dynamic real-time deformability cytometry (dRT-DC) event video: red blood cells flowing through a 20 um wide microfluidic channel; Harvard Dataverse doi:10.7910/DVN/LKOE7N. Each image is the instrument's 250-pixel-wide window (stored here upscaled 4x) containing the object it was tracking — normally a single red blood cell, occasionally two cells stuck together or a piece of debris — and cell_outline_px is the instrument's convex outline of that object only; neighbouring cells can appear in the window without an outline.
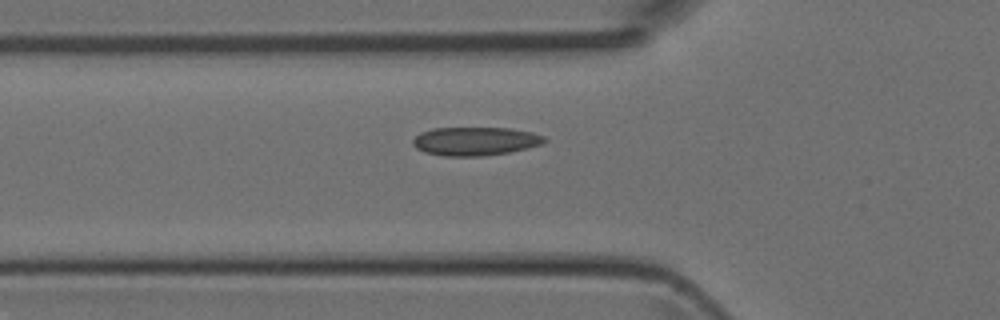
{"species": "Egyptian fruit bat (a non-hibernating species)", "species_latin": "Rousettus aegyptiacus", "temperature_condition": "room temperature", "stored_images_in_passage": 33, "camera_frame_rate_fps": 3000, "um_per_image_px": 0.085, "animal": {"sex": "female"}, "frame": {"image": 1, "passage_image": 2, "time_ms": 0.333, "image_size_px": [1000, 320], "cell_outline_px": [[548, 140], [540, 144], [508, 152], [484, 156], [444, 156], [424, 152], [416, 148], [412, 144], [412, 140], [420, 132], [432, 128], [508, 128], [532, 132], [544, 136]], "centroid_in_image_um": [40.35, 12.0], "position_along_channel_um": 85.5, "area_um2": 21.79}}
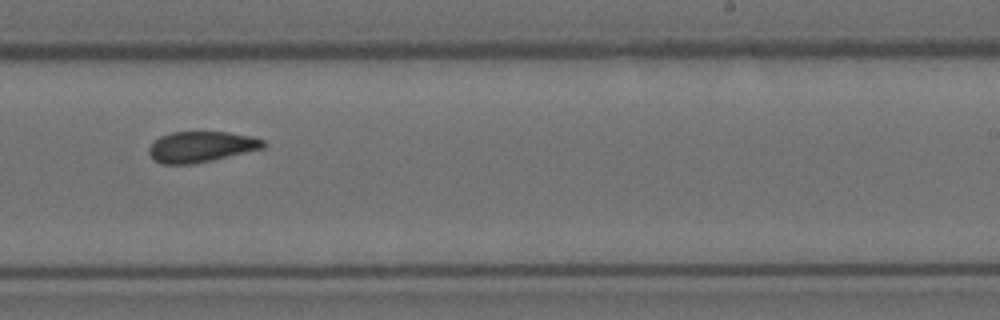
{"frame": {"image": 2, "passage_image": 15, "time_ms": 4.667, "image_size_px": [1000, 320], "cell_outline_px": [[268, 144], [264, 148], [212, 160], [192, 164], [160, 164], [148, 152], [148, 148], [160, 136], [172, 132], [228, 132], [252, 136], [264, 140]], "centroid_in_image_um": [17.13, 12.47], "position_along_channel_um": 271.9, "area_um2": 20.46}}
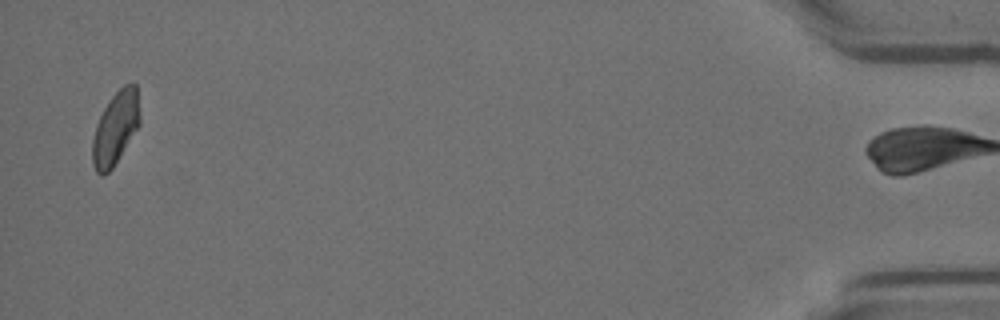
{"frame": {"image": 3, "passage_image": 32, "time_ms": 10.333, "image_size_px": [1000, 320], "cell_outline_px": [[140, 124], [112, 168], [104, 176], [100, 176], [96, 172], [92, 164], [92, 140], [96, 124], [104, 108], [112, 96], [124, 84], [136, 84], [140, 112]], "centroid_in_image_um": [9.8, 10.91], "position_along_channel_um": 425.4, "area_um2": 20.11}}